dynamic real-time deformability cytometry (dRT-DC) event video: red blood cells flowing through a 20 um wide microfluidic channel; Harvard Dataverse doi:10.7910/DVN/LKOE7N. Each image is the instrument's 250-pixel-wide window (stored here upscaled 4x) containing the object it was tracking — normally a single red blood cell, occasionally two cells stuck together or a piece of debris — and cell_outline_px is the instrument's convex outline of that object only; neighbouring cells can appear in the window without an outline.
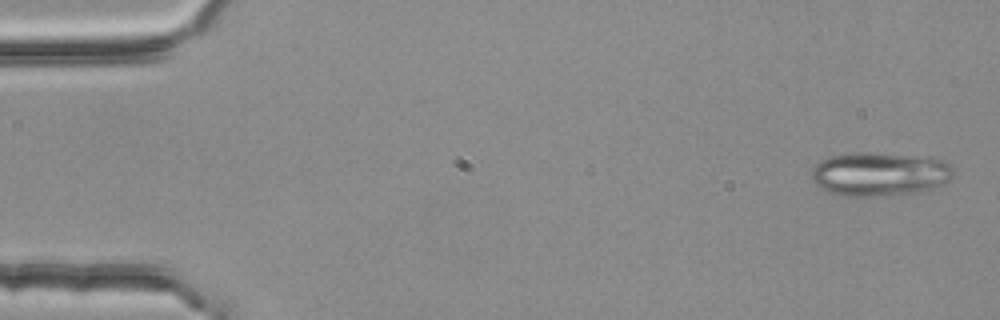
{"species": "common noctule bat (a hibernating species)", "species_latin": "Nyctalus noctula", "temperature_condition": "room temperature", "stored_images_in_passage": 4, "camera_frame_rate_fps": 3000, "um_per_image_px": 0.085, "animal": {"sex": "female", "body_mass_g": 25.1}, "frame": {"image": 1, "passage_image": 1, "time_ms": 0.0, "image_size_px": [1000, 320], "cell_outline_px": [[952, 176], [944, 184], [920, 192], [872, 196], [840, 196], [828, 192], [820, 188], [812, 180], [812, 164], [828, 156], [852, 152], [868, 152], [932, 156], [948, 160], [952, 168]], "centroid_in_image_um": [74.76, 14.76], "position_along_channel_um": 10.2, "area_um2": 37.05}}